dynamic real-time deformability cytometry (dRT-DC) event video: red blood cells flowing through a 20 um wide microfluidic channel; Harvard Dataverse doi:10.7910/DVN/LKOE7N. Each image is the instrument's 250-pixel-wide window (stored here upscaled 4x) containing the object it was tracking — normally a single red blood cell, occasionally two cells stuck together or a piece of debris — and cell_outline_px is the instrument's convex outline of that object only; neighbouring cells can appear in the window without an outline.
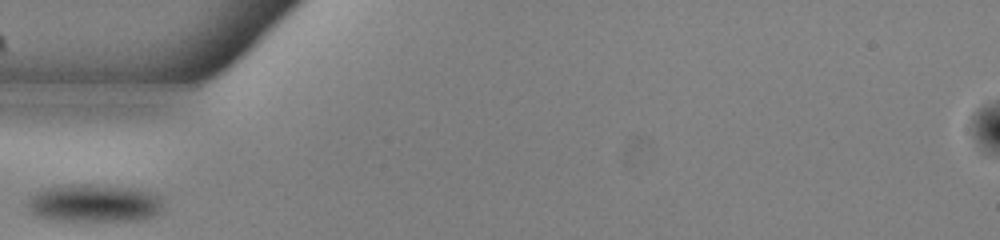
{"species": "common noctule bat (a hibernating species)", "species_latin": "Nyctalus noctula", "temperature_condition": "warm", "stored_images_in_passage": 34, "camera_frame_rate_fps": 3000, "um_per_image_px": 0.085, "animal": {"sex": "male", "body_mass_g": 13.0, "forearm_length_mm": 53.1}, "frame": {"image": 1, "passage_image": 1, "time_ms": 0.0, "image_size_px": [1000, 240], "cell_outline_px": [[164, 212], [144, 220], [48, 220], [36, 216], [28, 208], [28, 200], [36, 192], [48, 188], [88, 184], [124, 188], [156, 192], [160, 196], [164, 208]], "centroid_in_image_um": [8.08, 17.3], "position_along_channel_um": 76.9, "area_um2": 29.65}}
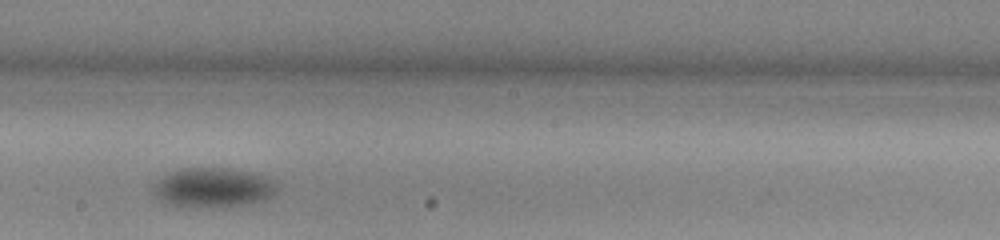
{"frame": {"image": 2, "passage_image": 13, "time_ms": 4.0, "image_size_px": [1000, 240], "cell_outline_px": [[276, 192], [272, 196], [260, 200], [240, 204], [172, 204], [156, 196], [156, 184], [164, 176], [188, 168], [224, 168], [248, 172], [260, 176], [276, 184]], "centroid_in_image_um": [18.16, 15.89], "position_along_channel_um": 230.0, "area_um2": 26.01}}
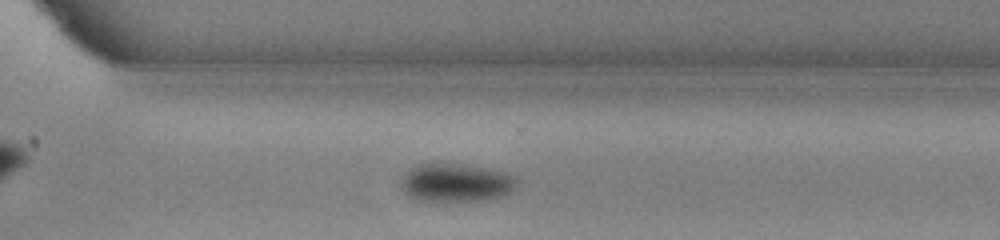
{"frame": {"image": 3, "passage_image": 21, "time_ms": 6.667, "image_size_px": [1000, 240], "cell_outline_px": [[516, 188], [500, 196], [480, 200], [420, 200], [404, 192], [400, 184], [404, 176], [412, 168], [420, 164], [464, 164], [504, 172], [516, 176]], "centroid_in_image_um": [38.78, 15.51], "position_along_channel_um": 331.8, "area_um2": 25.09}}